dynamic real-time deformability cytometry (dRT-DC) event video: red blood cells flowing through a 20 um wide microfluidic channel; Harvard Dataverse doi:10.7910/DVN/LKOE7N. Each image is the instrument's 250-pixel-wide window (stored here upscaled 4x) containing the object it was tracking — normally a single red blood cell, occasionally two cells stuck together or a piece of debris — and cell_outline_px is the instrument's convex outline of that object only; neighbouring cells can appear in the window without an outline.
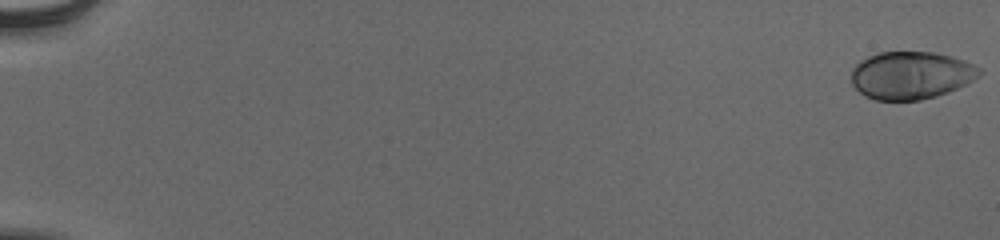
{"species": "human", "species_latin": "Homo sapiens", "temperature_condition": "cold", "stored_images_in_passage": 56, "camera_frame_rate_fps": 3000, "um_per_image_px": 0.085, "donor": {"sex": "male"}, "frame": {"image": 1, "passage_image": 1, "time_ms": 0.0, "image_size_px": [1000, 240], "cell_outline_px": [[984, 72], [980, 76], [948, 92], [936, 96], [920, 100], [876, 100], [864, 96], [852, 84], [852, 68], [860, 60], [876, 52], [932, 52], [952, 56], [964, 60], [980, 68]], "centroid_in_image_um": [77.43, 6.39], "position_along_channel_um": 7.6, "area_um2": 35.66}}
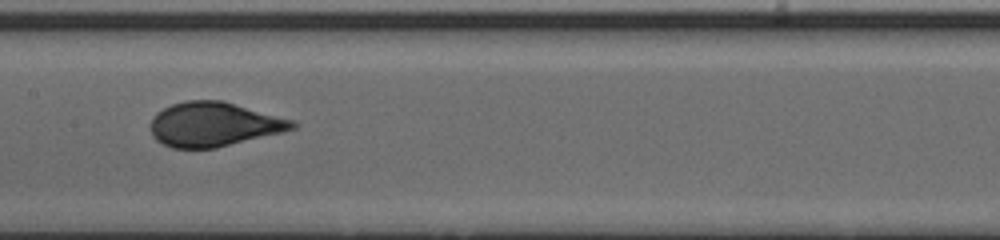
{"frame": {"image": 2, "passage_image": 31, "time_ms": 10.0, "image_size_px": [1000, 240], "cell_outline_px": [[300, 124], [296, 128], [284, 132], [216, 148], [172, 148], [156, 140], [152, 136], [148, 124], [152, 116], [156, 112], [172, 104], [184, 100], [224, 100], [296, 120]], "centroid_in_image_um": [18.2, 10.56], "position_along_channel_um": 189.2, "area_um2": 37.4}}
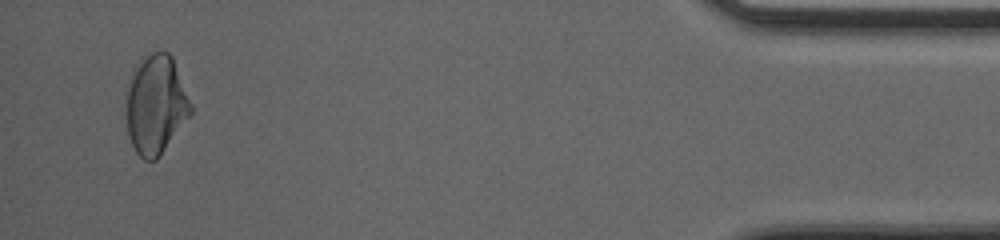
{"frame": {"image": 3, "passage_image": 54, "time_ms": 17.667, "image_size_px": [1000, 240], "cell_outline_px": [[192, 112], [156, 160], [144, 160], [136, 152], [132, 144], [128, 132], [124, 92], [124, 88], [128, 76], [140, 56], [144, 52], [168, 52], [172, 56], [192, 104]], "centroid_in_image_um": [13.18, 8.81], "position_along_channel_um": 422.0, "area_um2": 37.97}, "authors_computed_cell_mechanics": {"area_um2": 36.2695, "velocity_mm_per_s": 3.8805, "shape_relaxation_time_tau1_ms": 4.9383, "shape_relaxation_time_tau2_ms": null, "deformation_change_tau1": 0.1935, "deformation_change_tau2": null}}